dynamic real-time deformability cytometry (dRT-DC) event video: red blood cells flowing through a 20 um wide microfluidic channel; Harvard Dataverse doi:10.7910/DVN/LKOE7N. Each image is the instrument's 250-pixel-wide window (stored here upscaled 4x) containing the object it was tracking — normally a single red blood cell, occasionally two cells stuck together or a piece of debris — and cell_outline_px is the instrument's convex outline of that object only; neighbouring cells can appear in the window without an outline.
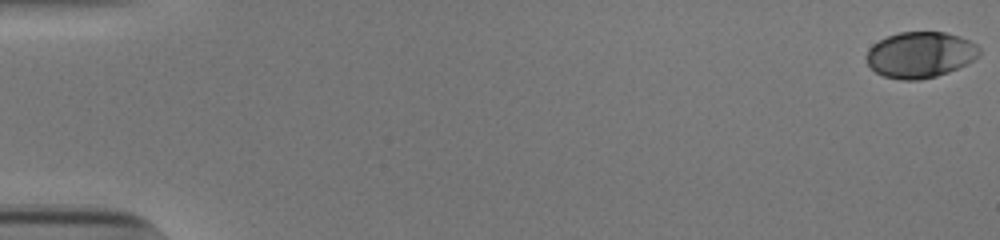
{"species": "human", "species_latin": "Homo sapiens", "temperature_condition": "cold", "stored_images_in_passage": 7, "camera_frame_rate_fps": 3000, "um_per_image_px": 0.085, "donor": {"sex": "male"}, "frame": {"image": 1, "passage_image": 1, "time_ms": 0.0, "image_size_px": [1000, 240], "cell_outline_px": [[980, 56], [948, 72], [936, 76], [920, 80], [900, 80], [884, 76], [876, 72], [868, 64], [868, 48], [872, 44], [888, 36], [900, 32], [944, 32], [960, 36], [976, 44], [980, 48]], "centroid_in_image_um": [78.23, 4.65], "position_along_channel_um": 6.8, "area_um2": 30.06}}